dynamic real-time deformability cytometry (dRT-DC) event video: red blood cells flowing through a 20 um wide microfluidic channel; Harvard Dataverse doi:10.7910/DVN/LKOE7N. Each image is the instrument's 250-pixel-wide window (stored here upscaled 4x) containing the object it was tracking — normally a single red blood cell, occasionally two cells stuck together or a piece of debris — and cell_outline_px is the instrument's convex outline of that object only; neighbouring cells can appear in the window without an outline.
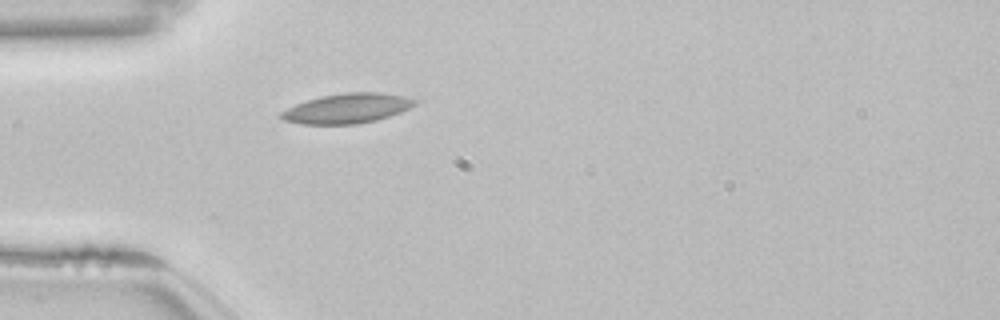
{"species": "common noctule bat (a hibernating species)", "species_latin": "Nyctalus noctula", "temperature_condition": "room temperature", "stored_images_in_passage": 39, "camera_frame_rate_fps": 3000, "um_per_image_px": 0.085, "animal": {"sex": "female", "body_mass_g": 22.7, "forearm_length_mm": 54.2}, "frame": {"image": 1, "passage_image": 1, "time_ms": 0.0, "image_size_px": [1000, 320], "cell_outline_px": [[416, 104], [400, 112], [376, 120], [356, 124], [300, 124], [284, 120], [276, 116], [280, 112], [296, 104], [320, 96], [348, 92], [380, 92], [404, 96], [416, 100]], "centroid_in_image_um": [29.47, 9.21], "position_along_channel_um": 55.5, "area_um2": 23.12}, "authors_computed_cell_mechanics": {"area_um2": 20.808, "velocity_mm_per_s": 3.8265, "shape_relaxation_time_tau1_ms": null, "shape_relaxation_time_tau2_ms": 1.5966, "deformation_change_tau1": null, "deformation_change_tau2": 0.0756}}